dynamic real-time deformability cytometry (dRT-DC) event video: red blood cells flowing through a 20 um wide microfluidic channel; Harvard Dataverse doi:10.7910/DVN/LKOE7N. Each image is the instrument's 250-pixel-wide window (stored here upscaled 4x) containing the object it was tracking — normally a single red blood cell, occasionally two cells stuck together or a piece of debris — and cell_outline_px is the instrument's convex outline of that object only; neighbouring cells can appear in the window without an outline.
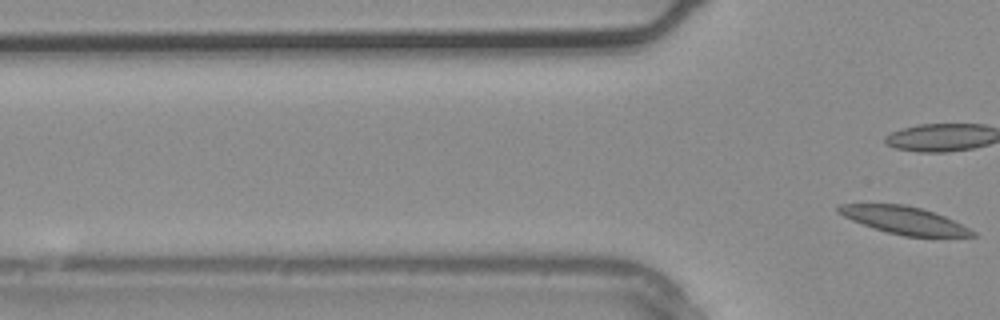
{"species": "common noctule bat (a hibernating species)", "species_latin": "Nyctalus noctula", "temperature_condition": "warm", "stored_images_in_passage": 2, "camera_frame_rate_fps": 3000, "um_per_image_px": 0.085, "animal": {"sex": "male", "body_mass_g": 20.4}, "frame": {"image": 1, "passage_image": 2, "time_ms": 0.333, "image_size_px": [1000, 320], "cell_outline_px": [[976, 236], [904, 236], [888, 232], [852, 220], [836, 212], [836, 204], [904, 204], [920, 208], [944, 216], [976, 232]], "centroid_in_image_um": [76.81, 18.7], "position_along_channel_um": 49.0, "area_um2": 20.98}}